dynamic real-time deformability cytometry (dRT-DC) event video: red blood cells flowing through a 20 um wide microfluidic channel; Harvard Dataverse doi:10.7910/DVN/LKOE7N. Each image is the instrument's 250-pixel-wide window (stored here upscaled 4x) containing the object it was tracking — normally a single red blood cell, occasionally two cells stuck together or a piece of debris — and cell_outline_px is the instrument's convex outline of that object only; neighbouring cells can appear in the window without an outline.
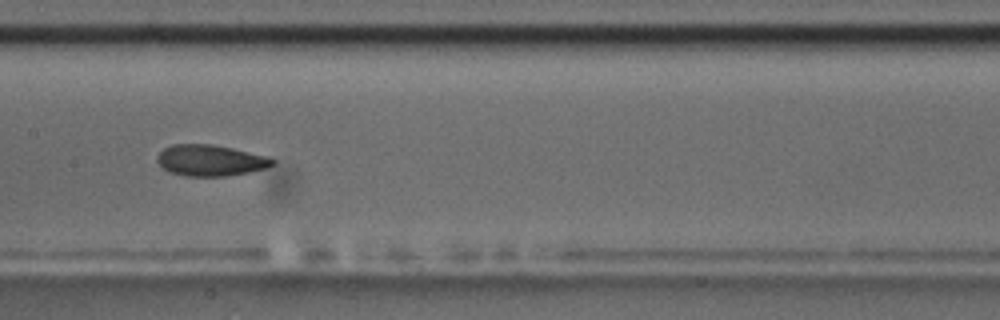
{"species": "common noctule bat (a hibernating species)", "species_latin": "Nyctalus noctula", "temperature_condition": "room temperature", "stored_images_in_passage": 11, "camera_frame_rate_fps": 3000, "um_per_image_px": 0.085, "animal": {"sex": "male", "body_mass_g": 17.5, "forearm_length_mm": 52.3}, "frame": {"image": 1, "passage_image": 8, "time_ms": 9.0, "image_size_px": [1000, 320], "cell_outline_px": [[276, 164], [264, 168], [248, 172], [224, 176], [184, 176], [172, 172], [164, 168], [156, 160], [156, 156], [164, 148], [172, 144], [212, 144], [232, 148], [268, 156], [276, 160]], "centroid_in_image_um": [17.89, 13.62], "position_along_channel_um": 189.5, "area_um2": 20.87}}